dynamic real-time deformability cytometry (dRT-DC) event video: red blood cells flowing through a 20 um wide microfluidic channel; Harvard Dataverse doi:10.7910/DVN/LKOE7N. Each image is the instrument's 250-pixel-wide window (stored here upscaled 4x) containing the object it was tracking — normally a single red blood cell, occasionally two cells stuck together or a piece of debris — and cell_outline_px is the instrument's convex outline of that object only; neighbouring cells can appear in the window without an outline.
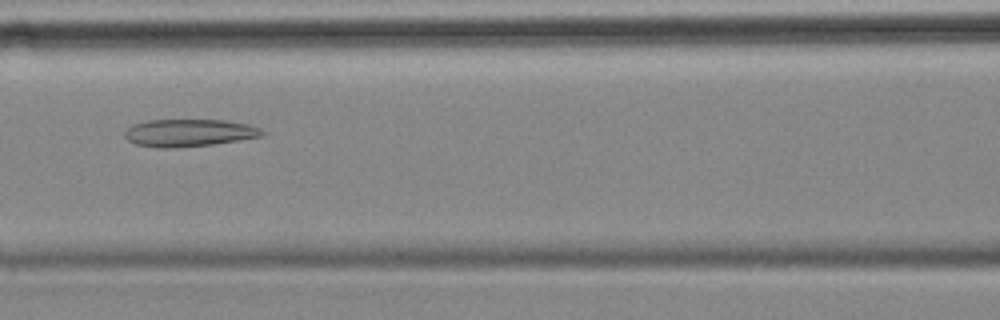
{"species": "common noctule bat (a hibernating species)", "species_latin": "Nyctalus noctula", "temperature_condition": "cold", "stored_images_in_passage": 55, "camera_frame_rate_fps": 3000, "um_per_image_px": 0.085, "animal": {"sex": "female", "body_mass_g": 18.4}, "frame": {"image": 1, "passage_image": 24, "time_ms": 7.667, "image_size_px": [1000, 320], "cell_outline_px": [[264, 136], [240, 140], [212, 144], [172, 148], [160, 148], [136, 144], [128, 140], [124, 136], [124, 132], [132, 124], [148, 120], [224, 120], [248, 124], [260, 128], [264, 132]], "centroid_in_image_um": [16.06, 11.29], "position_along_channel_um": 150.5, "area_um2": 21.96}}
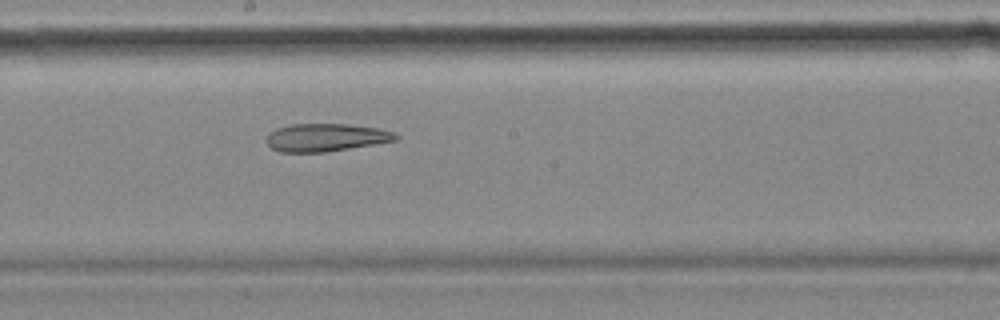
{"frame": {"image": 2, "passage_image": 30, "time_ms": 9.667, "image_size_px": [1000, 320], "cell_outline_px": [[400, 136], [396, 140], [324, 152], [280, 152], [272, 148], [268, 144], [268, 136], [276, 128], [292, 124], [348, 124], [376, 128], [396, 132]], "centroid_in_image_um": [27.72, 11.68], "position_along_channel_um": 220.5, "area_um2": 20.63}}
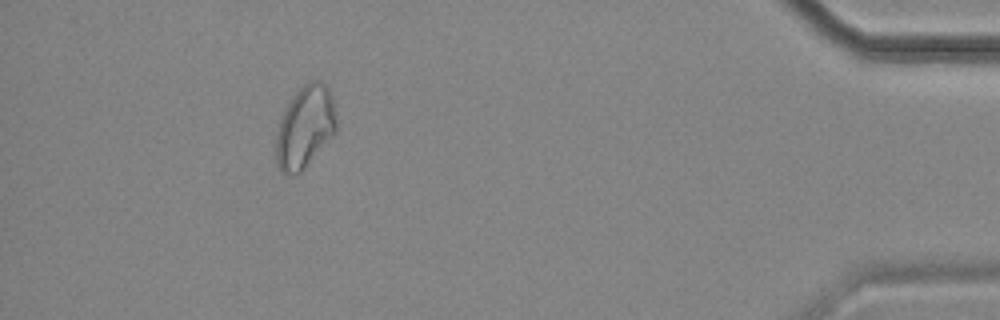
{"frame": {"image": 3, "passage_image": 51, "time_ms": 16.667, "image_size_px": [1000, 320], "cell_outline_px": [[336, 132], [304, 168], [300, 172], [280, 172], [276, 164], [276, 132], [280, 120], [288, 100], [304, 84], [312, 80], [320, 80], [328, 88], [332, 96], [336, 120]], "centroid_in_image_um": [25.91, 10.76], "position_along_channel_um": 409.3, "area_um2": 28.67}, "authors_computed_cell_mechanics": {"area_um2": 26.4724, "velocity_mm_per_s": 3.5226, "shape_relaxation_time_tau1_ms": null, "shape_relaxation_time_tau2_ms": 5.7999, "deformation_change_tau1": null, "deformation_change_tau2": 0.1349}}